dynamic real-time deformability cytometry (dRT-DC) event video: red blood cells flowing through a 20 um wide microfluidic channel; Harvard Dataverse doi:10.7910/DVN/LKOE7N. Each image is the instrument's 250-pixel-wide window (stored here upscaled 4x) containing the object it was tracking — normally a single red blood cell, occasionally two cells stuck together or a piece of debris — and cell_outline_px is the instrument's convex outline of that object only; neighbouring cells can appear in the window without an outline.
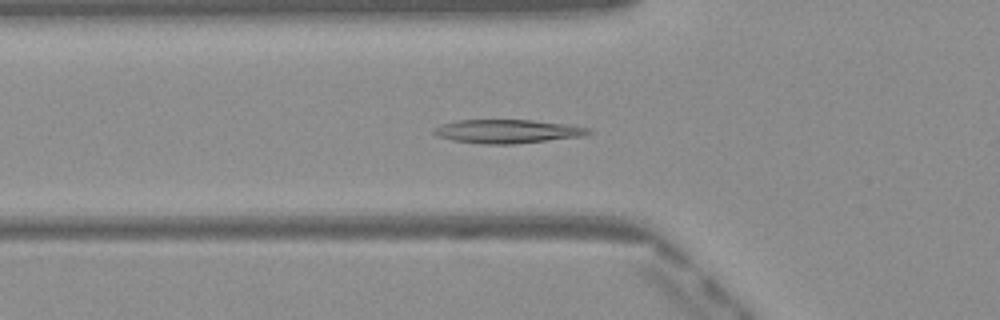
{"species": "Egyptian fruit bat (a non-hibernating species)", "species_latin": "Rousettus aegyptiacus", "temperature_condition": "warm", "stored_images_in_passage": 48, "camera_frame_rate_fps": 3000, "um_per_image_px": 0.085, "frame": {"image": 1, "passage_image": 16, "time_ms": 5.0, "image_size_px": [1000, 320], "cell_outline_px": [[592, 132], [584, 136], [512, 144], [484, 144], [452, 140], [436, 136], [432, 132], [440, 124], [456, 120], [532, 120], [564, 124], [588, 128]], "centroid_in_image_um": [43.08, 11.16], "position_along_channel_um": 82.7, "area_um2": 21.15}}
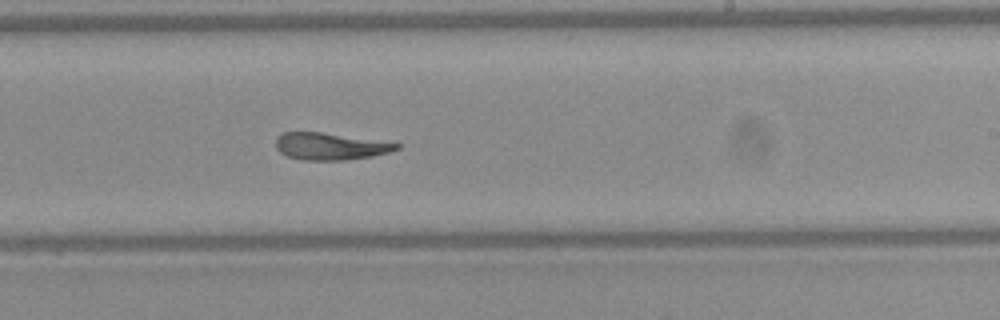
{"frame": {"image": 2, "passage_image": 29, "time_ms": 9.333, "image_size_px": [1000, 320], "cell_outline_px": [[400, 148], [388, 152], [372, 156], [344, 160], [304, 160], [288, 156], [280, 152], [276, 148], [276, 136], [284, 132], [320, 132], [400, 144]], "centroid_in_image_um": [28.01, 12.44], "position_along_channel_um": 261.0, "area_um2": 18.67}}
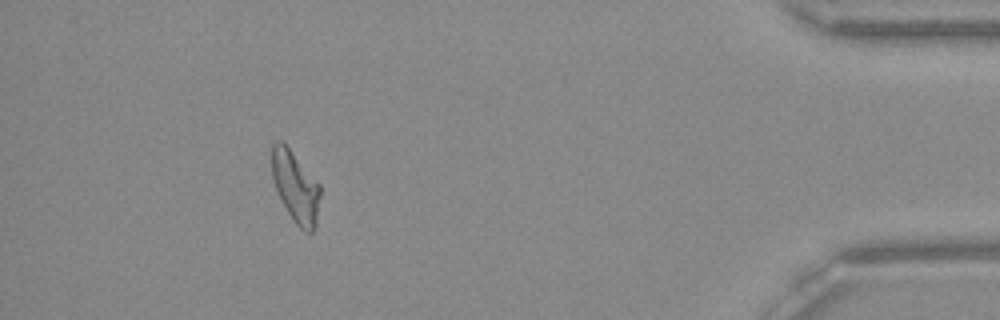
{"frame": {"image": 3, "passage_image": 44, "time_ms": 14.333, "image_size_px": [1000, 320], "cell_outline_px": [[320, 196], [316, 224], [312, 232], [304, 232], [292, 220], [272, 180], [272, 144], [276, 140], [280, 140], [288, 148], [320, 184]], "centroid_in_image_um": [25.12, 15.9], "position_along_channel_um": 410.1, "area_um2": 19.71}, "authors_computed_cell_mechanics": {"area_um2": 20.4612, "velocity_mm_per_s": 4.0983, "shape_relaxation_time_tau1_ms": 8.378, "shape_relaxation_time_tau2_ms": 3.5001, "deformation_change_tau1": 0.2525, "deformation_change_tau2": 0.1158}}